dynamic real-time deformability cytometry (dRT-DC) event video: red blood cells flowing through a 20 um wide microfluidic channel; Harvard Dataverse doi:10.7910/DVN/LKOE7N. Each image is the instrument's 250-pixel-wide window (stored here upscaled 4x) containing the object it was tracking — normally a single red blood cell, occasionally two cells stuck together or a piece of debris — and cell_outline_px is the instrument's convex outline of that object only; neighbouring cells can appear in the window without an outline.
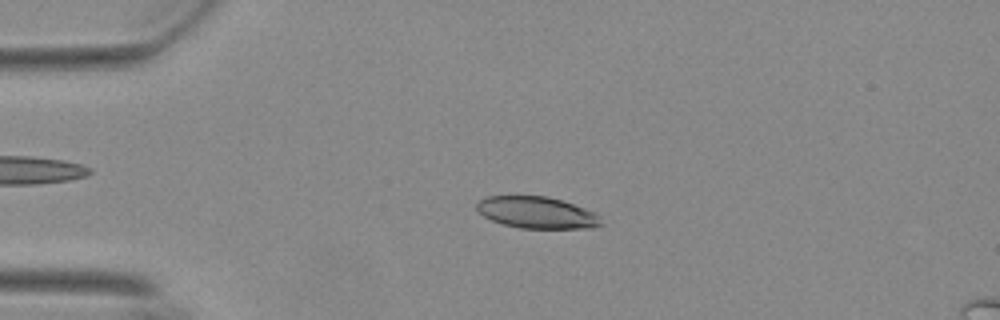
{"species": "Egyptian fruit bat (a non-hibernating species)", "species_latin": "Rousettus aegyptiacus", "temperature_condition": "warm", "stored_images_in_passage": 53, "camera_frame_rate_fps": 3000, "um_per_image_px": 0.085, "animal": {"sex": "female"}, "frame": {"image": 1, "passage_image": 11, "time_ms": 3.333, "image_size_px": [1000, 320], "cell_outline_px": [[604, 224], [592, 228], [520, 228], [504, 224], [492, 220], [484, 216], [476, 208], [476, 204], [480, 200], [488, 196], [548, 196], [596, 212]], "centroid_in_image_um": [45.66, 18.07], "position_along_channel_um": 39.3, "area_um2": 22.83}}
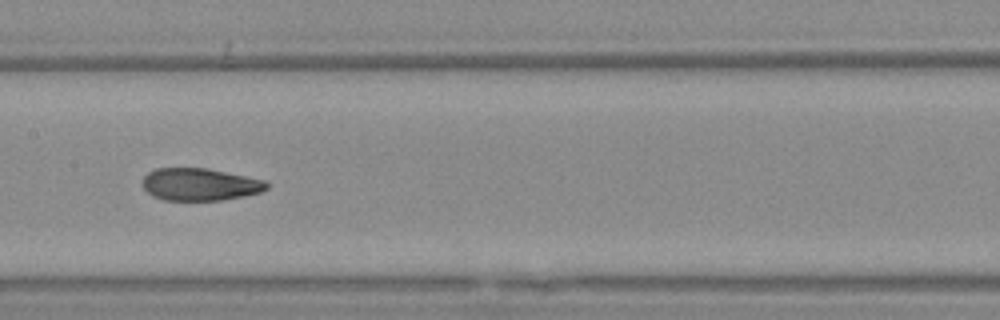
{"frame": {"image": 2, "passage_image": 26, "time_ms": 8.333, "image_size_px": [1000, 320], "cell_outline_px": [[268, 188], [260, 192], [224, 200], [164, 200], [152, 196], [144, 188], [144, 176], [148, 172], [156, 168], [208, 168], [264, 180], [268, 184]], "centroid_in_image_um": [16.98, 15.67], "position_along_channel_um": 190.4, "area_um2": 23.29}}
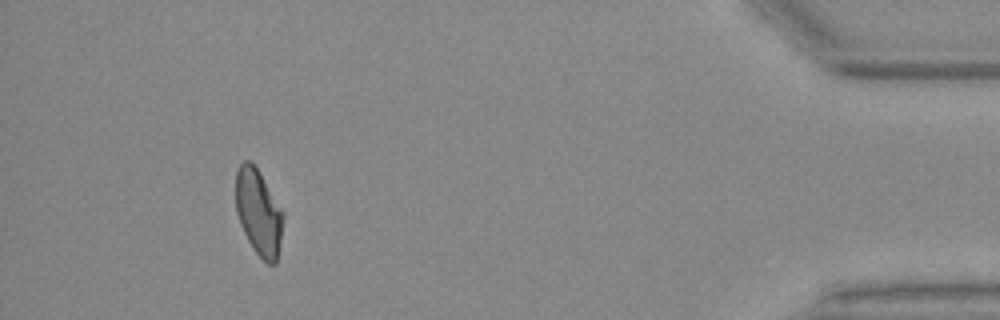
{"frame": {"image": 3, "passage_image": 49, "time_ms": 16.0, "image_size_px": [1000, 320], "cell_outline_px": [[284, 216], [276, 264], [268, 264], [252, 248], [240, 224], [236, 212], [236, 172], [240, 164], [244, 160], [252, 160], [284, 212]], "centroid_in_image_um": [21.97, 18.02], "position_along_channel_um": 413.2, "area_um2": 23.7}, "authors_computed_cell_mechanics": {"area_um2": 23.8714, "velocity_mm_per_s": 3.7097, "shape_relaxation_time_tau1_ms": null, "shape_relaxation_time_tau2_ms": 1.7508, "deformation_change_tau1": null, "deformation_change_tau2": 0.0802}}